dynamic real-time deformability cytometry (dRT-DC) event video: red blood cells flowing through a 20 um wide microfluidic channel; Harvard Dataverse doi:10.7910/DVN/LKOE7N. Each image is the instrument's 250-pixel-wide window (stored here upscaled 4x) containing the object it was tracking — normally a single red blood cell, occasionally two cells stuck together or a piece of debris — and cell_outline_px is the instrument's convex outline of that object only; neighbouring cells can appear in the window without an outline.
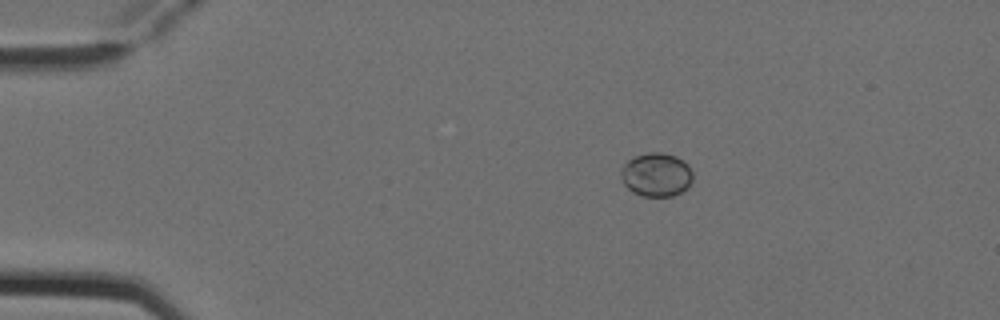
{"species": "Egyptian fruit bat (a non-hibernating species)", "species_latin": "Rousettus aegyptiacus", "temperature_condition": "cold", "stored_images_in_passage": 5, "camera_frame_rate_fps": 3000, "um_per_image_px": 0.085, "animal": {"sex": "female"}, "frame": {"image": 1, "passage_image": 2, "time_ms": 0.333, "image_size_px": [1000, 320], "cell_outline_px": [[692, 180], [688, 188], [672, 196], [640, 196], [632, 192], [624, 184], [620, 176], [620, 172], [624, 164], [632, 156], [648, 152], [660, 152], [676, 156], [688, 164], [692, 172]], "centroid_in_image_um": [55.77, 14.84], "position_along_channel_um": 29.2, "area_um2": 18.5}}
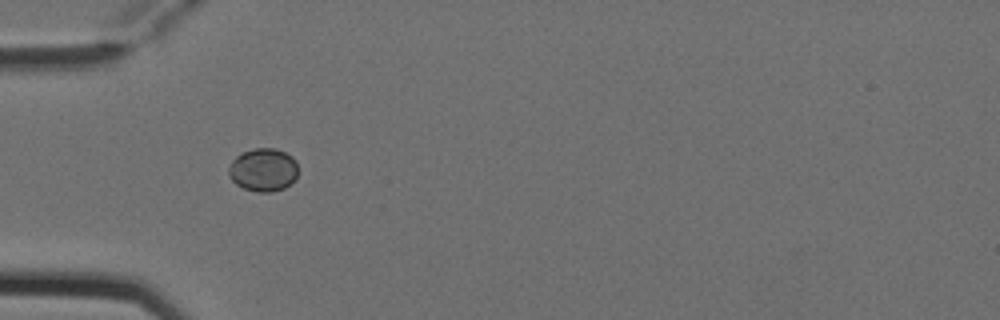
{"frame": {"image": 2, "passage_image": 4, "time_ms": 1.0, "image_size_px": [1000, 320], "cell_outline_px": [[296, 176], [292, 184], [284, 188], [272, 192], [256, 192], [244, 188], [236, 184], [232, 180], [228, 172], [228, 168], [232, 160], [236, 156], [244, 152], [256, 148], [276, 148], [292, 156], [296, 160]], "centroid_in_image_um": [22.38, 14.44], "position_along_channel_um": 62.6, "area_um2": 17.46}}
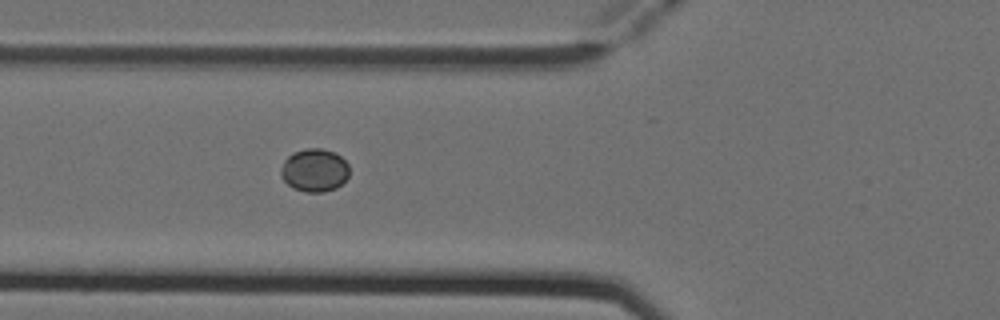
{"frame": {"image": 3, "passage_image": 5, "time_ms": 1.333, "image_size_px": [1000, 320], "cell_outline_px": [[348, 176], [336, 188], [324, 192], [304, 192], [292, 188], [284, 180], [280, 172], [280, 168], [284, 160], [292, 152], [304, 148], [320, 148], [336, 152], [348, 164]], "centroid_in_image_um": [26.7, 14.46], "position_along_channel_um": 99.1, "area_um2": 17.28}}